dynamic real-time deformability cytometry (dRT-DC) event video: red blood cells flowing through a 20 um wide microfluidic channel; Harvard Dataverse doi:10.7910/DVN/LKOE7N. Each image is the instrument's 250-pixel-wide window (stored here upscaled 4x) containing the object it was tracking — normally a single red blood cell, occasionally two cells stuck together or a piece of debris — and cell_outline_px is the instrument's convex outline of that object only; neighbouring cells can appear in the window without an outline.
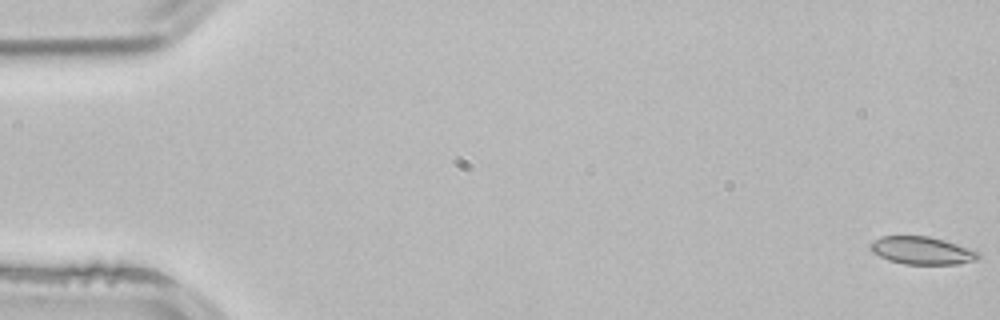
{"species": "common noctule bat (a hibernating species)", "species_latin": "Nyctalus noctula", "temperature_condition": "room temperature", "stored_images_in_passage": 53, "camera_frame_rate_fps": 3000, "um_per_image_px": 0.085, "animal": {"sex": "male", "body_mass_g": 21.5, "forearm_length_mm": 52.0}, "frame": {"image": 1, "passage_image": 1, "time_ms": 0.0, "image_size_px": [1000, 320], "cell_outline_px": [[980, 256], [976, 260], [956, 264], [904, 264], [888, 260], [872, 252], [868, 244], [872, 240], [880, 236], [928, 236], [944, 240], [980, 252]], "centroid_in_image_um": [78.32, 21.29], "position_along_channel_um": 6.7, "area_um2": 17.46}}
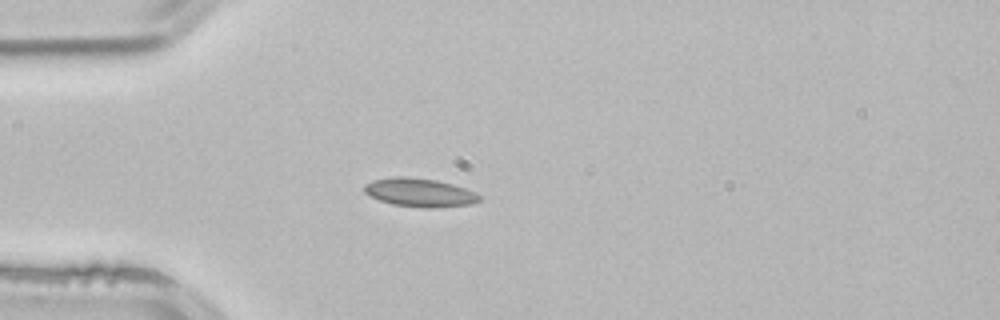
{"frame": {"image": 2, "passage_image": 15, "time_ms": 4.667, "image_size_px": [1000, 320], "cell_outline_px": [[480, 200], [472, 204], [432, 208], [424, 208], [392, 204], [380, 200], [364, 192], [364, 184], [372, 180], [396, 176], [404, 176], [436, 180], [452, 184], [476, 192], [480, 196]], "centroid_in_image_um": [35.67, 16.36], "position_along_channel_um": 49.3, "area_um2": 19.07}}
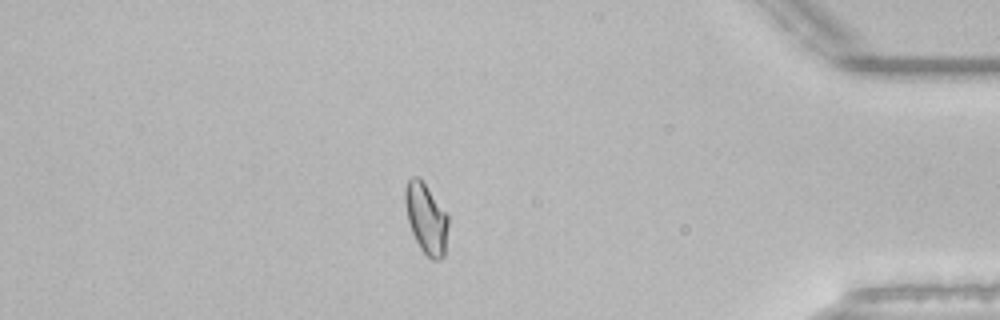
{"frame": {"image": 3, "passage_image": 46, "time_ms": 15.0, "image_size_px": [1000, 320], "cell_outline_px": [[448, 224], [444, 256], [440, 260], [432, 260], [420, 248], [412, 232], [408, 220], [404, 200], [404, 188], [408, 180], [412, 176], [420, 176], [448, 216]], "centroid_in_image_um": [36.21, 18.54], "position_along_channel_um": 399.0, "area_um2": 17.63}, "authors_computed_cell_mechanics": {"area_um2": 17.3978, "velocity_mm_per_s": 3.8769, "shape_relaxation_time_tau1_ms": null, "shape_relaxation_time_tau2_ms": 1.4423, "deformation_change_tau1": null, "deformation_change_tau2": 0.0499}}